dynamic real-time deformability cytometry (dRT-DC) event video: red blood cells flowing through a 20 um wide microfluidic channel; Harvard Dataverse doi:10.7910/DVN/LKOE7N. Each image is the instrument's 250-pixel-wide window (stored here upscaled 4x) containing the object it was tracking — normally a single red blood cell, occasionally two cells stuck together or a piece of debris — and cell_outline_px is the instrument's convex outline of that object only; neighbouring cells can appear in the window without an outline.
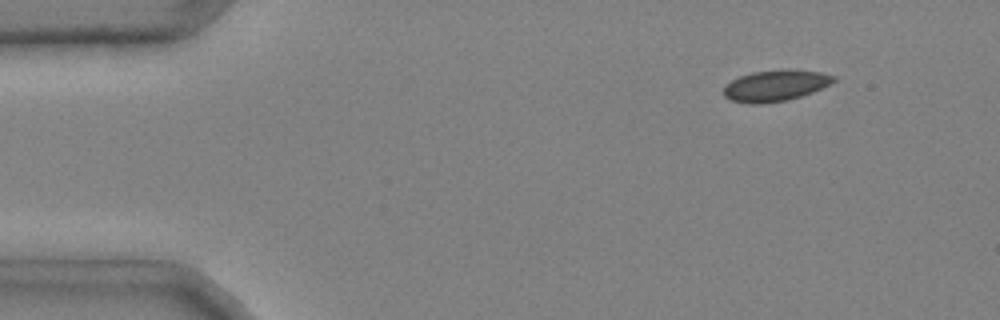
{"species": "common noctule bat (a hibernating species)", "species_latin": "Nyctalus noctula", "temperature_condition": "cold", "stored_images_in_passage": 45, "camera_frame_rate_fps": 3000, "um_per_image_px": 0.085, "animal": {"sex": "male", "body_mass_g": 20.4}, "frame": {"image": 1, "passage_image": 6, "time_ms": 1.667, "image_size_px": [1000, 320], "cell_outline_px": [[836, 80], [832, 84], [812, 92], [788, 100], [760, 104], [748, 104], [732, 100], [724, 96], [724, 88], [732, 80], [740, 76], [752, 72], [820, 72], [836, 76]], "centroid_in_image_um": [65.9, 7.33], "position_along_channel_um": 19.1, "area_um2": 19.13}}
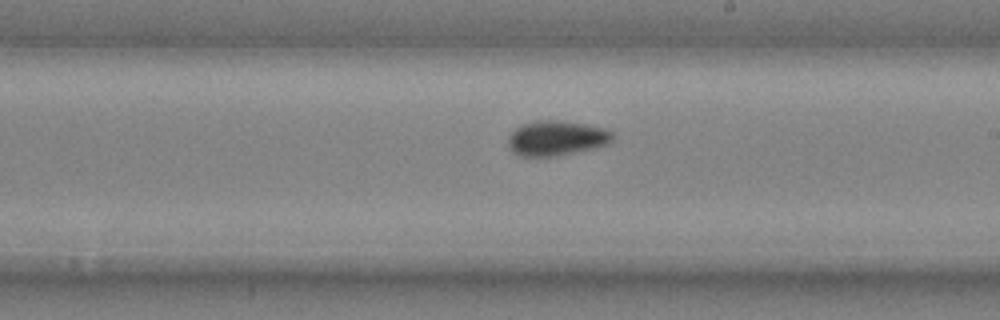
{"frame": {"image": 2, "passage_image": 29, "time_ms": 9.333, "image_size_px": [1000, 320], "cell_outline_px": [[616, 136], [608, 144], [596, 148], [556, 156], [520, 156], [512, 152], [508, 144], [508, 136], [516, 128], [524, 124], [540, 120], [556, 120], [584, 124], [608, 128]], "centroid_in_image_um": [47.34, 11.75], "position_along_channel_um": 241.7, "area_um2": 21.39}}
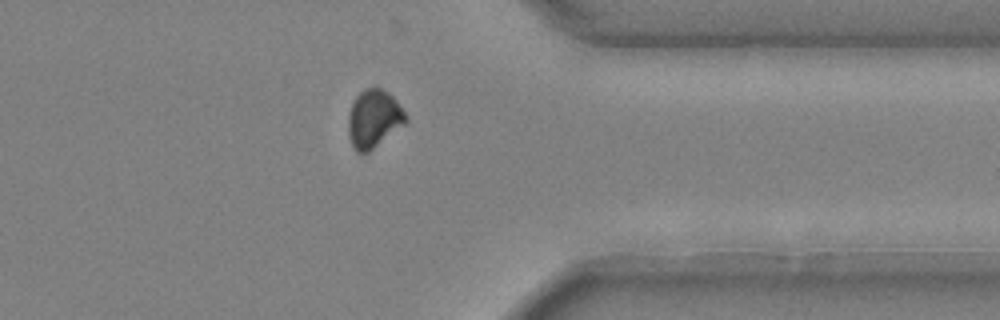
{"frame": {"image": 3, "passage_image": 40, "time_ms": 13.0, "image_size_px": [1000, 320], "cell_outline_px": [[408, 120], [404, 124], [368, 152], [356, 152], [352, 148], [348, 136], [348, 112], [352, 100], [364, 88], [376, 84], [388, 92], [392, 96], [408, 116]], "centroid_in_image_um": [31.73, 10.05], "position_along_channel_um": 379.7, "area_um2": 19.77}, "authors_computed_cell_mechanics": {"area_um2": 20.3456, "velocity_mm_per_s": 3.9865, "shape_relaxation_time_tau1_ms": 1.9989, "shape_relaxation_time_tau2_ms": null, "deformation_change_tau1": 0.0751, "deformation_change_tau2": null}}